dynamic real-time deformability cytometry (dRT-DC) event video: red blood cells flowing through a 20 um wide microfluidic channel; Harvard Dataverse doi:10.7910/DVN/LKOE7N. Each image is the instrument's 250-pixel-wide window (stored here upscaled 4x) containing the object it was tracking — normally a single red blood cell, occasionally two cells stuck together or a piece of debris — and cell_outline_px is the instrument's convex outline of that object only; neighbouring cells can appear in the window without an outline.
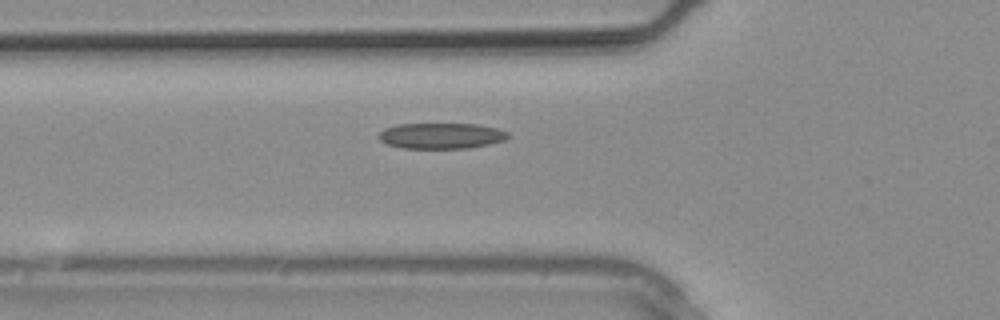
{"species": "common noctule bat (a hibernating species)", "species_latin": "Nyctalus noctula", "temperature_condition": "warm", "stored_images_in_passage": 6, "camera_frame_rate_fps": 3000, "um_per_image_px": 0.085, "animal": {"sex": "male", "body_mass_g": 20.4}, "frame": {"image": 1, "passage_image": 4, "time_ms": 1.0, "image_size_px": [1000, 320], "cell_outline_px": [[508, 136], [504, 140], [488, 144], [468, 148], [400, 148], [388, 144], [380, 140], [376, 136], [384, 128], [396, 124], [476, 124], [496, 128], [508, 132]], "centroid_in_image_um": [37.45, 11.54], "position_along_channel_um": 88.4, "area_um2": 19.36}}